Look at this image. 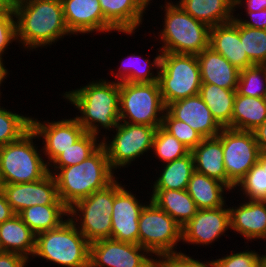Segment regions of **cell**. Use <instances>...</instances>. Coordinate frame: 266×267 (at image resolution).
Listing matches in <instances>:
<instances>
[{
  "instance_id": "1",
  "label": "cell",
  "mask_w": 266,
  "mask_h": 267,
  "mask_svg": "<svg viewBox=\"0 0 266 267\" xmlns=\"http://www.w3.org/2000/svg\"><path fill=\"white\" fill-rule=\"evenodd\" d=\"M13 8L18 43L28 51L56 45L64 36L72 37L65 23L61 0H23Z\"/></svg>"
},
{
  "instance_id": "2",
  "label": "cell",
  "mask_w": 266,
  "mask_h": 267,
  "mask_svg": "<svg viewBox=\"0 0 266 267\" xmlns=\"http://www.w3.org/2000/svg\"><path fill=\"white\" fill-rule=\"evenodd\" d=\"M61 96L79 110L77 113L80 115H76L75 118L85 131L92 135L99 137L101 129L114 131L120 122L119 82L93 79L88 84L66 91Z\"/></svg>"
},
{
  "instance_id": "3",
  "label": "cell",
  "mask_w": 266,
  "mask_h": 267,
  "mask_svg": "<svg viewBox=\"0 0 266 267\" xmlns=\"http://www.w3.org/2000/svg\"><path fill=\"white\" fill-rule=\"evenodd\" d=\"M48 172L54 176L58 196L68 208L95 191L107 187L117 178L103 145L79 164L48 168Z\"/></svg>"
},
{
  "instance_id": "4",
  "label": "cell",
  "mask_w": 266,
  "mask_h": 267,
  "mask_svg": "<svg viewBox=\"0 0 266 267\" xmlns=\"http://www.w3.org/2000/svg\"><path fill=\"white\" fill-rule=\"evenodd\" d=\"M164 3L160 6L165 12L163 28L159 37L155 36L161 41L162 52L197 55L209 47L210 26L194 19L178 3L172 0Z\"/></svg>"
},
{
  "instance_id": "5",
  "label": "cell",
  "mask_w": 266,
  "mask_h": 267,
  "mask_svg": "<svg viewBox=\"0 0 266 267\" xmlns=\"http://www.w3.org/2000/svg\"><path fill=\"white\" fill-rule=\"evenodd\" d=\"M90 242L76 224L67 218L59 227L36 235L32 258L61 267H89Z\"/></svg>"
},
{
  "instance_id": "6",
  "label": "cell",
  "mask_w": 266,
  "mask_h": 267,
  "mask_svg": "<svg viewBox=\"0 0 266 267\" xmlns=\"http://www.w3.org/2000/svg\"><path fill=\"white\" fill-rule=\"evenodd\" d=\"M33 139L39 138L30 128L18 140L0 147V185L34 182L49 173L42 149Z\"/></svg>"
},
{
  "instance_id": "7",
  "label": "cell",
  "mask_w": 266,
  "mask_h": 267,
  "mask_svg": "<svg viewBox=\"0 0 266 267\" xmlns=\"http://www.w3.org/2000/svg\"><path fill=\"white\" fill-rule=\"evenodd\" d=\"M158 84L166 107L199 94L202 81L197 56L162 52Z\"/></svg>"
},
{
  "instance_id": "8",
  "label": "cell",
  "mask_w": 266,
  "mask_h": 267,
  "mask_svg": "<svg viewBox=\"0 0 266 267\" xmlns=\"http://www.w3.org/2000/svg\"><path fill=\"white\" fill-rule=\"evenodd\" d=\"M120 122L159 127L162 126L166 106L158 81L153 83H119Z\"/></svg>"
},
{
  "instance_id": "9",
  "label": "cell",
  "mask_w": 266,
  "mask_h": 267,
  "mask_svg": "<svg viewBox=\"0 0 266 267\" xmlns=\"http://www.w3.org/2000/svg\"><path fill=\"white\" fill-rule=\"evenodd\" d=\"M114 181L69 208V218L90 242L111 238Z\"/></svg>"
},
{
  "instance_id": "10",
  "label": "cell",
  "mask_w": 266,
  "mask_h": 267,
  "mask_svg": "<svg viewBox=\"0 0 266 267\" xmlns=\"http://www.w3.org/2000/svg\"><path fill=\"white\" fill-rule=\"evenodd\" d=\"M146 203L138 220V244L156 259L178 253V243L182 242L181 226L150 199Z\"/></svg>"
},
{
  "instance_id": "11",
  "label": "cell",
  "mask_w": 266,
  "mask_h": 267,
  "mask_svg": "<svg viewBox=\"0 0 266 267\" xmlns=\"http://www.w3.org/2000/svg\"><path fill=\"white\" fill-rule=\"evenodd\" d=\"M158 127L119 122L109 139L102 133V145L105 147L111 168L119 170L131 165L133 161L146 156L152 150L154 135ZM109 139V140H108ZM146 152V153H145Z\"/></svg>"
},
{
  "instance_id": "12",
  "label": "cell",
  "mask_w": 266,
  "mask_h": 267,
  "mask_svg": "<svg viewBox=\"0 0 266 267\" xmlns=\"http://www.w3.org/2000/svg\"><path fill=\"white\" fill-rule=\"evenodd\" d=\"M217 137L223 146L227 187L232 191L258 161L260 149L251 131L223 127Z\"/></svg>"
},
{
  "instance_id": "13",
  "label": "cell",
  "mask_w": 266,
  "mask_h": 267,
  "mask_svg": "<svg viewBox=\"0 0 266 267\" xmlns=\"http://www.w3.org/2000/svg\"><path fill=\"white\" fill-rule=\"evenodd\" d=\"M89 267H156V259L139 244L107 238L90 243Z\"/></svg>"
},
{
  "instance_id": "14",
  "label": "cell",
  "mask_w": 266,
  "mask_h": 267,
  "mask_svg": "<svg viewBox=\"0 0 266 267\" xmlns=\"http://www.w3.org/2000/svg\"><path fill=\"white\" fill-rule=\"evenodd\" d=\"M114 180V203L111 215V238L126 243L138 244V220L146 203L136 197V194L126 189ZM141 202V203H140Z\"/></svg>"
},
{
  "instance_id": "15",
  "label": "cell",
  "mask_w": 266,
  "mask_h": 267,
  "mask_svg": "<svg viewBox=\"0 0 266 267\" xmlns=\"http://www.w3.org/2000/svg\"><path fill=\"white\" fill-rule=\"evenodd\" d=\"M31 128L37 134L39 140L42 138V153L47 166H49L61 153L79 140L85 133V129L73 117H65L57 121H41L31 117Z\"/></svg>"
},
{
  "instance_id": "16",
  "label": "cell",
  "mask_w": 266,
  "mask_h": 267,
  "mask_svg": "<svg viewBox=\"0 0 266 267\" xmlns=\"http://www.w3.org/2000/svg\"><path fill=\"white\" fill-rule=\"evenodd\" d=\"M182 229V243L209 246L230 230V211L225 204L213 209L197 210Z\"/></svg>"
},
{
  "instance_id": "17",
  "label": "cell",
  "mask_w": 266,
  "mask_h": 267,
  "mask_svg": "<svg viewBox=\"0 0 266 267\" xmlns=\"http://www.w3.org/2000/svg\"><path fill=\"white\" fill-rule=\"evenodd\" d=\"M1 189L16 214L35 205L64 204L58 196L56 181L51 173L34 182L3 184Z\"/></svg>"
},
{
  "instance_id": "18",
  "label": "cell",
  "mask_w": 266,
  "mask_h": 267,
  "mask_svg": "<svg viewBox=\"0 0 266 267\" xmlns=\"http://www.w3.org/2000/svg\"><path fill=\"white\" fill-rule=\"evenodd\" d=\"M64 19L72 35L113 33L117 30L104 18L99 0H61Z\"/></svg>"
},
{
  "instance_id": "19",
  "label": "cell",
  "mask_w": 266,
  "mask_h": 267,
  "mask_svg": "<svg viewBox=\"0 0 266 267\" xmlns=\"http://www.w3.org/2000/svg\"><path fill=\"white\" fill-rule=\"evenodd\" d=\"M166 110L175 119L187 123L203 138L216 137L223 129L199 94L170 103Z\"/></svg>"
},
{
  "instance_id": "20",
  "label": "cell",
  "mask_w": 266,
  "mask_h": 267,
  "mask_svg": "<svg viewBox=\"0 0 266 267\" xmlns=\"http://www.w3.org/2000/svg\"><path fill=\"white\" fill-rule=\"evenodd\" d=\"M230 230L242 235L247 241L266 240V201L243 200L229 207Z\"/></svg>"
},
{
  "instance_id": "21",
  "label": "cell",
  "mask_w": 266,
  "mask_h": 267,
  "mask_svg": "<svg viewBox=\"0 0 266 267\" xmlns=\"http://www.w3.org/2000/svg\"><path fill=\"white\" fill-rule=\"evenodd\" d=\"M99 2L104 18L117 32L131 36L139 30L138 27H141L143 16L152 3L151 0H99Z\"/></svg>"
},
{
  "instance_id": "22",
  "label": "cell",
  "mask_w": 266,
  "mask_h": 267,
  "mask_svg": "<svg viewBox=\"0 0 266 267\" xmlns=\"http://www.w3.org/2000/svg\"><path fill=\"white\" fill-rule=\"evenodd\" d=\"M209 47L239 70L253 66L244 51L243 41L240 40V23L235 18L230 22L211 27Z\"/></svg>"
},
{
  "instance_id": "23",
  "label": "cell",
  "mask_w": 266,
  "mask_h": 267,
  "mask_svg": "<svg viewBox=\"0 0 266 267\" xmlns=\"http://www.w3.org/2000/svg\"><path fill=\"white\" fill-rule=\"evenodd\" d=\"M202 83L215 84L224 89H237L240 70L211 47L197 54Z\"/></svg>"
},
{
  "instance_id": "24",
  "label": "cell",
  "mask_w": 266,
  "mask_h": 267,
  "mask_svg": "<svg viewBox=\"0 0 266 267\" xmlns=\"http://www.w3.org/2000/svg\"><path fill=\"white\" fill-rule=\"evenodd\" d=\"M191 153L194 158L196 172L214 178L227 186L223 146L217 136L203 138L201 143Z\"/></svg>"
},
{
  "instance_id": "25",
  "label": "cell",
  "mask_w": 266,
  "mask_h": 267,
  "mask_svg": "<svg viewBox=\"0 0 266 267\" xmlns=\"http://www.w3.org/2000/svg\"><path fill=\"white\" fill-rule=\"evenodd\" d=\"M35 241L36 235L18 214L0 224V247L3 252L18 253L31 261Z\"/></svg>"
},
{
  "instance_id": "26",
  "label": "cell",
  "mask_w": 266,
  "mask_h": 267,
  "mask_svg": "<svg viewBox=\"0 0 266 267\" xmlns=\"http://www.w3.org/2000/svg\"><path fill=\"white\" fill-rule=\"evenodd\" d=\"M182 9L208 26H217L234 19V0H179Z\"/></svg>"
},
{
  "instance_id": "27",
  "label": "cell",
  "mask_w": 266,
  "mask_h": 267,
  "mask_svg": "<svg viewBox=\"0 0 266 267\" xmlns=\"http://www.w3.org/2000/svg\"><path fill=\"white\" fill-rule=\"evenodd\" d=\"M158 49V54L154 57L151 62L146 57L142 58L141 55L131 54L121 60L120 67L115 73L110 70L115 78L116 82H129V83H153L158 81L159 70L161 66L162 51ZM160 52V53H159ZM152 70H156L155 73Z\"/></svg>"
},
{
  "instance_id": "28",
  "label": "cell",
  "mask_w": 266,
  "mask_h": 267,
  "mask_svg": "<svg viewBox=\"0 0 266 267\" xmlns=\"http://www.w3.org/2000/svg\"><path fill=\"white\" fill-rule=\"evenodd\" d=\"M226 190L230 193V189L224 183L196 171L190 177L186 189L198 210L224 206L226 198L223 195Z\"/></svg>"
},
{
  "instance_id": "29",
  "label": "cell",
  "mask_w": 266,
  "mask_h": 267,
  "mask_svg": "<svg viewBox=\"0 0 266 267\" xmlns=\"http://www.w3.org/2000/svg\"><path fill=\"white\" fill-rule=\"evenodd\" d=\"M150 200L181 227L197 213L194 200L186 190H152Z\"/></svg>"
},
{
  "instance_id": "30",
  "label": "cell",
  "mask_w": 266,
  "mask_h": 267,
  "mask_svg": "<svg viewBox=\"0 0 266 267\" xmlns=\"http://www.w3.org/2000/svg\"><path fill=\"white\" fill-rule=\"evenodd\" d=\"M18 215L38 235L59 227L69 218V208L65 204L35 205L22 210Z\"/></svg>"
},
{
  "instance_id": "31",
  "label": "cell",
  "mask_w": 266,
  "mask_h": 267,
  "mask_svg": "<svg viewBox=\"0 0 266 267\" xmlns=\"http://www.w3.org/2000/svg\"><path fill=\"white\" fill-rule=\"evenodd\" d=\"M266 120V103L262 97H249L236 93L231 128L254 131Z\"/></svg>"
},
{
  "instance_id": "32",
  "label": "cell",
  "mask_w": 266,
  "mask_h": 267,
  "mask_svg": "<svg viewBox=\"0 0 266 267\" xmlns=\"http://www.w3.org/2000/svg\"><path fill=\"white\" fill-rule=\"evenodd\" d=\"M159 176L151 186L152 190H186L190 177L195 172L194 158L188 155L162 164Z\"/></svg>"
},
{
  "instance_id": "33",
  "label": "cell",
  "mask_w": 266,
  "mask_h": 267,
  "mask_svg": "<svg viewBox=\"0 0 266 267\" xmlns=\"http://www.w3.org/2000/svg\"><path fill=\"white\" fill-rule=\"evenodd\" d=\"M236 90L224 89L215 84H201L199 95L222 127L231 128Z\"/></svg>"
},
{
  "instance_id": "34",
  "label": "cell",
  "mask_w": 266,
  "mask_h": 267,
  "mask_svg": "<svg viewBox=\"0 0 266 267\" xmlns=\"http://www.w3.org/2000/svg\"><path fill=\"white\" fill-rule=\"evenodd\" d=\"M100 139L101 137L86 132L72 146L61 153L48 168H62L81 163L102 145V139Z\"/></svg>"
},
{
  "instance_id": "35",
  "label": "cell",
  "mask_w": 266,
  "mask_h": 267,
  "mask_svg": "<svg viewBox=\"0 0 266 267\" xmlns=\"http://www.w3.org/2000/svg\"><path fill=\"white\" fill-rule=\"evenodd\" d=\"M157 159L162 164L180 159L188 155L191 151L178 141L173 135L167 132L162 126H159L155 132L152 150Z\"/></svg>"
},
{
  "instance_id": "36",
  "label": "cell",
  "mask_w": 266,
  "mask_h": 267,
  "mask_svg": "<svg viewBox=\"0 0 266 267\" xmlns=\"http://www.w3.org/2000/svg\"><path fill=\"white\" fill-rule=\"evenodd\" d=\"M1 104L2 103H0V147L18 140L31 128V116L13 113L10 109L8 110L1 106Z\"/></svg>"
},
{
  "instance_id": "37",
  "label": "cell",
  "mask_w": 266,
  "mask_h": 267,
  "mask_svg": "<svg viewBox=\"0 0 266 267\" xmlns=\"http://www.w3.org/2000/svg\"><path fill=\"white\" fill-rule=\"evenodd\" d=\"M240 40L253 65H266V30L240 24Z\"/></svg>"
},
{
  "instance_id": "38",
  "label": "cell",
  "mask_w": 266,
  "mask_h": 267,
  "mask_svg": "<svg viewBox=\"0 0 266 267\" xmlns=\"http://www.w3.org/2000/svg\"><path fill=\"white\" fill-rule=\"evenodd\" d=\"M237 93L249 97H264L266 65H253L240 70Z\"/></svg>"
},
{
  "instance_id": "39",
  "label": "cell",
  "mask_w": 266,
  "mask_h": 267,
  "mask_svg": "<svg viewBox=\"0 0 266 267\" xmlns=\"http://www.w3.org/2000/svg\"><path fill=\"white\" fill-rule=\"evenodd\" d=\"M243 199L266 201V171L256 162L234 187ZM243 194V196H242Z\"/></svg>"
},
{
  "instance_id": "40",
  "label": "cell",
  "mask_w": 266,
  "mask_h": 267,
  "mask_svg": "<svg viewBox=\"0 0 266 267\" xmlns=\"http://www.w3.org/2000/svg\"><path fill=\"white\" fill-rule=\"evenodd\" d=\"M162 127L192 151L203 137L187 123L175 119L167 110L164 112Z\"/></svg>"
},
{
  "instance_id": "41",
  "label": "cell",
  "mask_w": 266,
  "mask_h": 267,
  "mask_svg": "<svg viewBox=\"0 0 266 267\" xmlns=\"http://www.w3.org/2000/svg\"><path fill=\"white\" fill-rule=\"evenodd\" d=\"M234 252V253H233ZM231 254L214 259L217 267H264L263 254L254 250L231 251Z\"/></svg>"
},
{
  "instance_id": "42",
  "label": "cell",
  "mask_w": 266,
  "mask_h": 267,
  "mask_svg": "<svg viewBox=\"0 0 266 267\" xmlns=\"http://www.w3.org/2000/svg\"><path fill=\"white\" fill-rule=\"evenodd\" d=\"M17 42V22L13 6L0 15V61L12 42Z\"/></svg>"
},
{
  "instance_id": "43",
  "label": "cell",
  "mask_w": 266,
  "mask_h": 267,
  "mask_svg": "<svg viewBox=\"0 0 266 267\" xmlns=\"http://www.w3.org/2000/svg\"><path fill=\"white\" fill-rule=\"evenodd\" d=\"M156 267H217V264L214 259L199 261L180 250L178 253L158 257Z\"/></svg>"
},
{
  "instance_id": "44",
  "label": "cell",
  "mask_w": 266,
  "mask_h": 267,
  "mask_svg": "<svg viewBox=\"0 0 266 267\" xmlns=\"http://www.w3.org/2000/svg\"><path fill=\"white\" fill-rule=\"evenodd\" d=\"M242 15L239 16L235 14L234 18L242 25L250 27V28H255V29H265L266 30V9L261 10V11H246V18L247 19H242ZM249 16V17H248Z\"/></svg>"
},
{
  "instance_id": "45",
  "label": "cell",
  "mask_w": 266,
  "mask_h": 267,
  "mask_svg": "<svg viewBox=\"0 0 266 267\" xmlns=\"http://www.w3.org/2000/svg\"><path fill=\"white\" fill-rule=\"evenodd\" d=\"M30 264L24 256L13 252L0 253V267H26Z\"/></svg>"
},
{
  "instance_id": "46",
  "label": "cell",
  "mask_w": 266,
  "mask_h": 267,
  "mask_svg": "<svg viewBox=\"0 0 266 267\" xmlns=\"http://www.w3.org/2000/svg\"><path fill=\"white\" fill-rule=\"evenodd\" d=\"M235 11L241 6L245 11H261L266 9V0H234ZM244 4V5H243ZM246 4V5H245ZM238 7V8H237Z\"/></svg>"
},
{
  "instance_id": "47",
  "label": "cell",
  "mask_w": 266,
  "mask_h": 267,
  "mask_svg": "<svg viewBox=\"0 0 266 267\" xmlns=\"http://www.w3.org/2000/svg\"><path fill=\"white\" fill-rule=\"evenodd\" d=\"M14 215H16V213L7 202L6 197L0 187V224L11 219Z\"/></svg>"
},
{
  "instance_id": "48",
  "label": "cell",
  "mask_w": 266,
  "mask_h": 267,
  "mask_svg": "<svg viewBox=\"0 0 266 267\" xmlns=\"http://www.w3.org/2000/svg\"><path fill=\"white\" fill-rule=\"evenodd\" d=\"M252 132L260 151H266V120Z\"/></svg>"
},
{
  "instance_id": "49",
  "label": "cell",
  "mask_w": 266,
  "mask_h": 267,
  "mask_svg": "<svg viewBox=\"0 0 266 267\" xmlns=\"http://www.w3.org/2000/svg\"><path fill=\"white\" fill-rule=\"evenodd\" d=\"M8 70L6 69V66L4 65V62L0 61V86H2L4 80L9 76ZM2 95V92L0 91V97Z\"/></svg>"
},
{
  "instance_id": "50",
  "label": "cell",
  "mask_w": 266,
  "mask_h": 267,
  "mask_svg": "<svg viewBox=\"0 0 266 267\" xmlns=\"http://www.w3.org/2000/svg\"><path fill=\"white\" fill-rule=\"evenodd\" d=\"M266 171V151H260L257 161Z\"/></svg>"
},
{
  "instance_id": "51",
  "label": "cell",
  "mask_w": 266,
  "mask_h": 267,
  "mask_svg": "<svg viewBox=\"0 0 266 267\" xmlns=\"http://www.w3.org/2000/svg\"><path fill=\"white\" fill-rule=\"evenodd\" d=\"M11 6L7 0H0V15L4 14Z\"/></svg>"
},
{
  "instance_id": "52",
  "label": "cell",
  "mask_w": 266,
  "mask_h": 267,
  "mask_svg": "<svg viewBox=\"0 0 266 267\" xmlns=\"http://www.w3.org/2000/svg\"><path fill=\"white\" fill-rule=\"evenodd\" d=\"M12 6L18 2H21L23 0H7Z\"/></svg>"
},
{
  "instance_id": "53",
  "label": "cell",
  "mask_w": 266,
  "mask_h": 267,
  "mask_svg": "<svg viewBox=\"0 0 266 267\" xmlns=\"http://www.w3.org/2000/svg\"><path fill=\"white\" fill-rule=\"evenodd\" d=\"M266 248V246H265ZM263 259H264V267H266V249H265V253L263 252Z\"/></svg>"
},
{
  "instance_id": "54",
  "label": "cell",
  "mask_w": 266,
  "mask_h": 267,
  "mask_svg": "<svg viewBox=\"0 0 266 267\" xmlns=\"http://www.w3.org/2000/svg\"><path fill=\"white\" fill-rule=\"evenodd\" d=\"M263 99H264V101H265V103H266V91H265V93H264V97H263Z\"/></svg>"
}]
</instances>
